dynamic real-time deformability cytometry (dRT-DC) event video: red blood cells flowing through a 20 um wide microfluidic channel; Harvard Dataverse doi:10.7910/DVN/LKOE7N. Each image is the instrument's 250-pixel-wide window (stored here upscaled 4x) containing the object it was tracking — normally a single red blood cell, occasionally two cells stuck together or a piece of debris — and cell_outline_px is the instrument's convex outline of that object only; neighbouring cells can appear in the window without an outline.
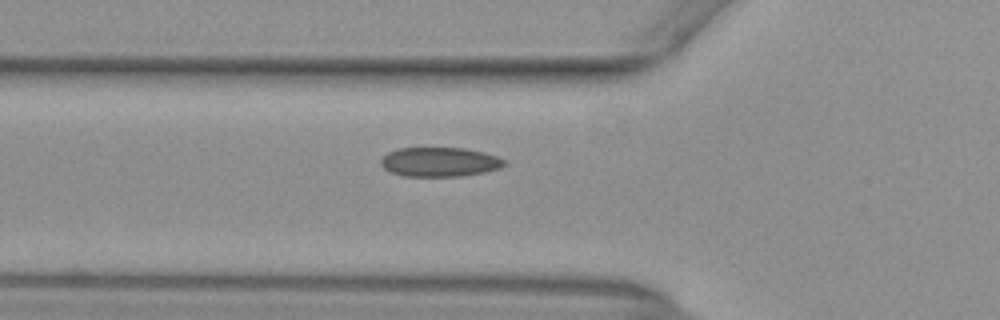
{"species": "common noctule bat (a hibernating species)", "species_latin": "Nyctalus noctula", "temperature_condition": "warm", "stored_images_in_passage": 35, "camera_frame_rate_fps": 3000, "um_per_image_px": 0.085, "animal": {"sex": "female", "body_mass_g": 29.2, "forearm_length_mm": 56.3}, "frame": {"image": 1, "passage_image": 6, "time_ms": 1.667, "image_size_px": [1000, 320], "cell_outline_px": [[508, 164], [500, 168], [484, 172], [464, 176], [404, 176], [392, 172], [384, 168], [380, 164], [380, 160], [388, 152], [396, 148], [464, 148], [484, 152], [496, 156], [504, 160]], "centroid_in_image_um": [37.38, 13.76], "position_along_channel_um": 88.4, "area_um2": 21.15}}
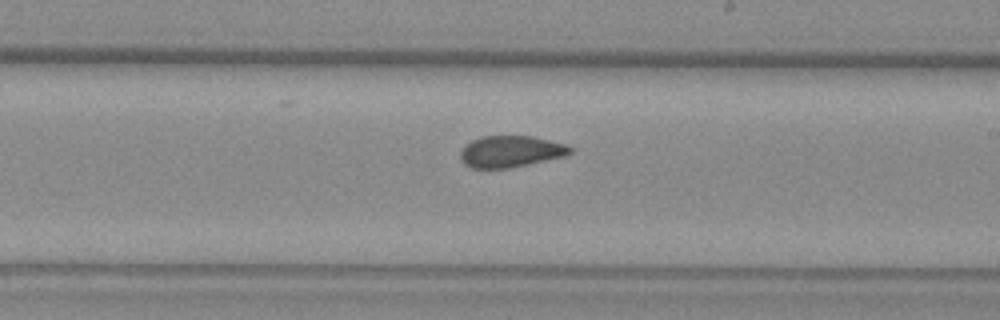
{"frame": {"image": 2, "passage_image": 18, "time_ms": 5.667, "image_size_px": [1000, 320], "cell_outline_px": [[572, 152], [568, 156], [508, 168], [472, 168], [464, 164], [460, 160], [460, 152], [472, 140], [484, 136], [532, 136], [568, 144], [572, 148]], "centroid_in_image_um": [43.46, 12.88], "position_along_channel_um": 245.5, "area_um2": 20.23}}
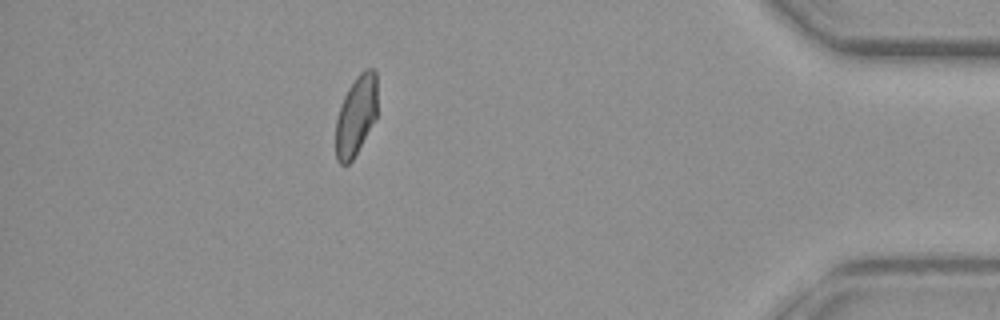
{"frame": {"image": 3, "passage_image": 34, "time_ms": 11.0, "image_size_px": [1000, 320], "cell_outline_px": [[376, 120], [352, 160], [348, 164], [340, 164], [336, 160], [336, 120], [340, 104], [348, 88], [356, 76], [364, 68], [372, 68], [376, 72]], "centroid_in_image_um": [30.26, 9.81], "position_along_channel_um": 404.9, "area_um2": 19.48}}